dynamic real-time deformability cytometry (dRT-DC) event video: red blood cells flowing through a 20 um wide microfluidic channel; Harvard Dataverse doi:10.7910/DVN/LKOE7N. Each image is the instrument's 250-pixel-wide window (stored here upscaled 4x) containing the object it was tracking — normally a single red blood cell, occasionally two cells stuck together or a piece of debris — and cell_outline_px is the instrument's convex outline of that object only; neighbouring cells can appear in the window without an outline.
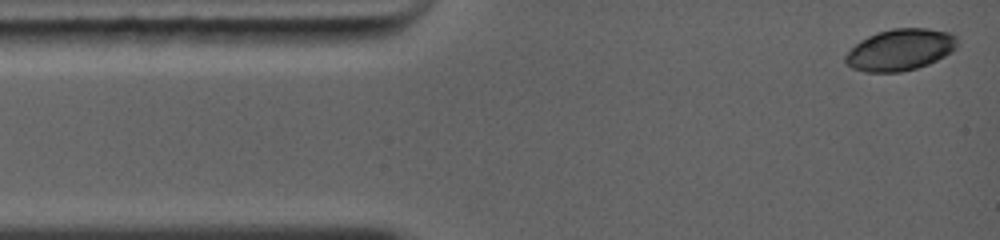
{"species": "common noctule bat (a hibernating species)", "species_latin": "Nyctalus noctula", "temperature_condition": "warm", "stored_images_in_passage": 7, "camera_frame_rate_fps": 5000, "um_per_image_px": 0.085, "animal": {"sex": "female", "body_mass_g": 19.0, "forearm_length_mm": 56.7}, "frame": {"image": 1, "passage_image": 1, "time_ms": 0.0, "image_size_px": [1000, 240], "cell_outline_px": [[956, 44], [944, 56], [928, 64], [916, 68], [896, 72], [868, 72], [852, 68], [844, 60], [844, 56], [860, 40], [876, 32], [892, 28], [928, 28], [948, 32], [956, 36]], "centroid_in_image_um": [76.47, 4.22], "position_along_channel_um": 8.5, "area_um2": 26.7}}
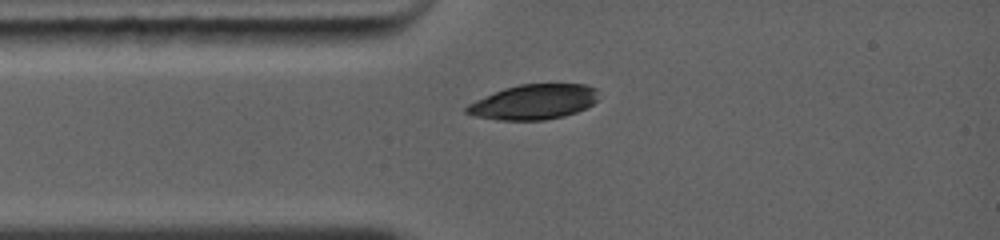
{"frame": {"image": 2, "passage_image": 6, "time_ms": 2.2, "image_size_px": [1000, 240], "cell_outline_px": [[596, 100], [592, 104], [576, 112], [564, 116], [544, 120], [500, 120], [476, 116], [464, 112], [464, 108], [468, 104], [476, 100], [504, 88], [520, 84], [584, 84], [596, 88]], "centroid_in_image_um": [45.34, 8.67], "position_along_channel_um": 39.7, "area_um2": 26.65}}